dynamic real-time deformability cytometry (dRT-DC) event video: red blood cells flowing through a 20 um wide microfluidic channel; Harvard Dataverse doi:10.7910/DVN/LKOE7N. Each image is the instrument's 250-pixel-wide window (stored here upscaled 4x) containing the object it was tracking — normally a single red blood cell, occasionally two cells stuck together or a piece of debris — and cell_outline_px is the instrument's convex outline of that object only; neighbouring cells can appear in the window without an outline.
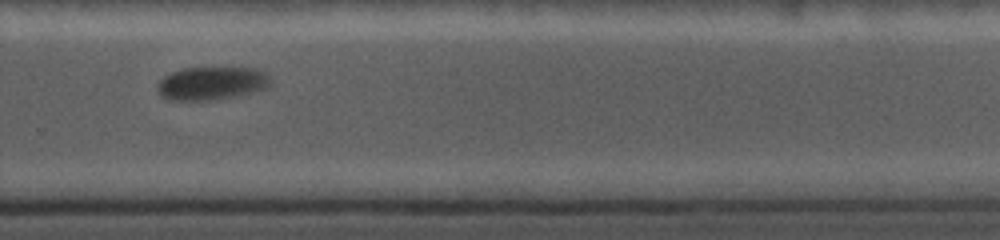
{"species": "common noctule bat (a hibernating species)", "species_latin": "Nyctalus noctula", "temperature_condition": "cold", "stored_images_in_passage": 26, "camera_frame_rate_fps": 5000, "um_per_image_px": 0.085, "animal": {"sex": "female", "body_mass_g": 19.0, "forearm_length_mm": 56.7}, "frame": {"image": 1, "passage_image": 18, "time_ms": 7.2, "image_size_px": [1000, 240], "cell_outline_px": [[268, 88], [256, 92], [208, 100], [168, 100], [160, 96], [156, 92], [156, 84], [164, 76], [172, 72], [184, 68], [256, 68], [264, 72], [268, 76]], "centroid_in_image_um": [17.92, 7.08], "position_along_channel_um": 311.9, "area_um2": 21.85}}
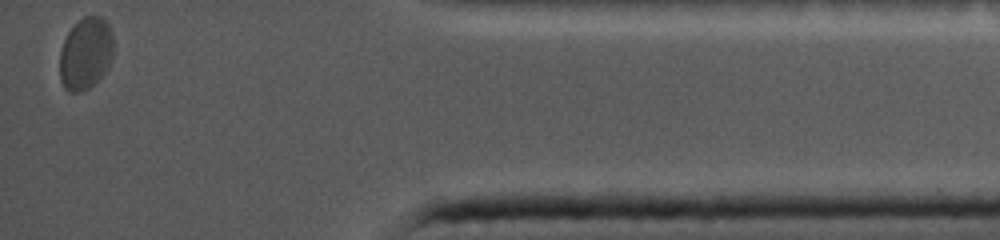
{"frame": {"image": 2, "passage_image": 26, "time_ms": 11.2, "image_size_px": [1000, 240], "cell_outline_px": [[112, 56], [104, 72], [88, 88], [80, 92], [68, 92], [64, 88], [60, 80], [60, 52], [64, 40], [68, 32], [84, 16], [100, 16], [108, 24], [112, 32]], "centroid_in_image_um": [7.26, 4.55], "position_along_channel_um": 427.9, "area_um2": 22.2}}